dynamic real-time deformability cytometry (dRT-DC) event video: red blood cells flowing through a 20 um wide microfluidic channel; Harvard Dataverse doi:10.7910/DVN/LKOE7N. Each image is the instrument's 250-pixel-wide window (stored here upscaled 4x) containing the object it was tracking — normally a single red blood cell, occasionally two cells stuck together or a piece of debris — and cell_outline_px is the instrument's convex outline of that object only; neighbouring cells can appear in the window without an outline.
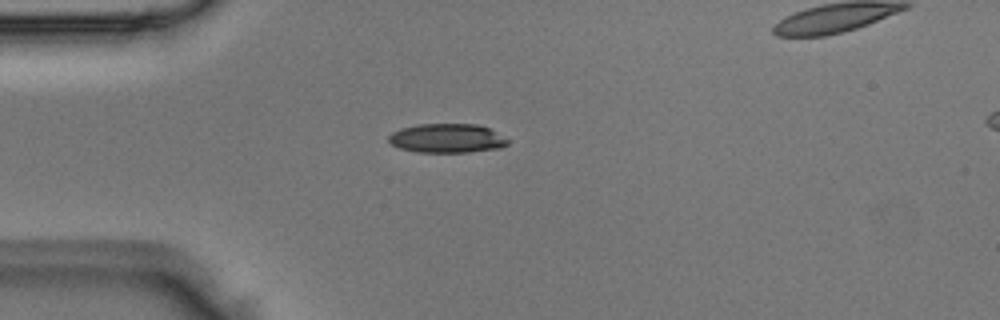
{"species": "Egyptian fruit bat (a non-hibernating species)", "species_latin": "Rousettus aegyptiacus", "temperature_condition": "room temperature", "stored_images_in_passage": 5, "camera_frame_rate_fps": 3000, "um_per_image_px": 0.085, "animal": {"sex": "male"}, "frame": {"image": 1, "passage_image": 4, "time_ms": 1.0, "image_size_px": [1000, 320], "cell_outline_px": [[508, 144], [500, 148], [468, 152], [416, 152], [400, 148], [392, 144], [388, 140], [388, 136], [392, 132], [400, 128], [416, 124], [476, 124], [488, 128], [508, 140]], "centroid_in_image_um": [37.95, 11.75], "position_along_channel_um": 47.0, "area_um2": 20.11}}